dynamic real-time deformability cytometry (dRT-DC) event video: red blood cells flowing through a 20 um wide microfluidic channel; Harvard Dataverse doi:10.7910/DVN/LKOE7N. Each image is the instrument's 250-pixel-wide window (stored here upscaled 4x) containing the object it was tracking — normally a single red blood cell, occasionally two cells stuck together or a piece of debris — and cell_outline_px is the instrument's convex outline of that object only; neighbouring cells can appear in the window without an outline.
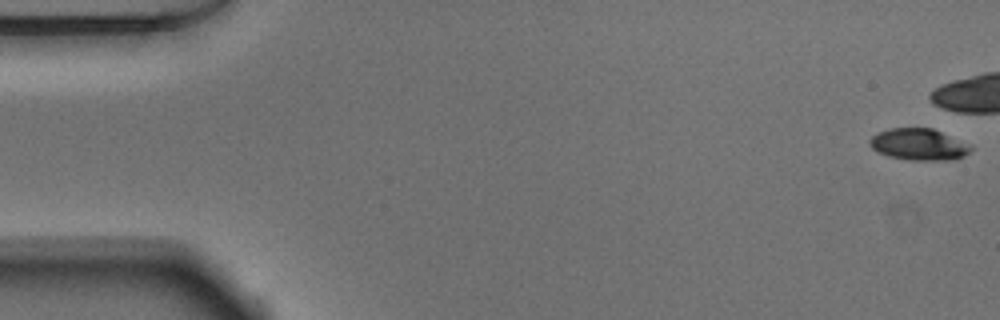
{"species": "Egyptian fruit bat (a non-hibernating species)", "species_latin": "Rousettus aegyptiacus", "temperature_condition": "warm", "stored_images_in_passage": 41, "camera_frame_rate_fps": 3000, "um_per_image_px": 0.085, "animal": {"sex": "male"}, "frame": {"image": 1, "passage_image": 1, "time_ms": 0.0, "image_size_px": [1000, 320], "cell_outline_px": [[972, 148], [964, 156], [952, 160], [912, 160], [888, 156], [872, 148], [868, 144], [868, 140], [872, 136], [888, 128], [932, 128], [972, 144]], "centroid_in_image_um": [78.12, 12.27], "position_along_channel_um": 6.9, "area_um2": 18.67}}
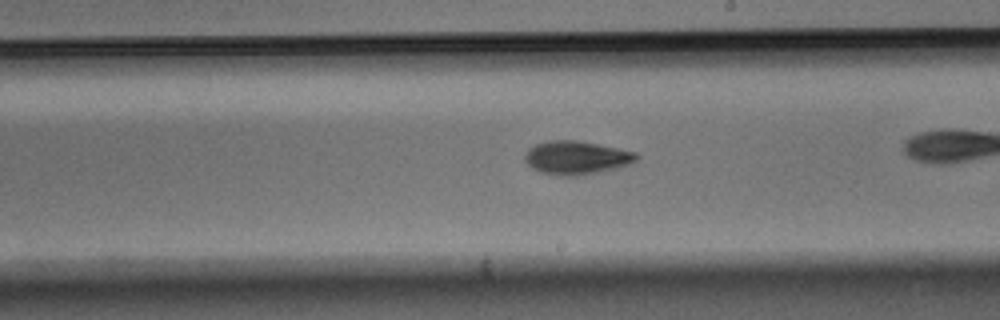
{"frame": {"image": 2, "passage_image": 30, "time_ms": 9.667, "image_size_px": [1000, 320], "cell_outline_px": [[640, 156], [636, 160], [628, 164], [616, 168], [584, 176], [564, 176], [540, 172], [532, 168], [524, 160], [524, 156], [528, 148], [536, 144], [548, 140], [576, 140], [636, 152]], "centroid_in_image_um": [48.97, 13.41], "position_along_channel_um": 240.0, "area_um2": 21.79}}